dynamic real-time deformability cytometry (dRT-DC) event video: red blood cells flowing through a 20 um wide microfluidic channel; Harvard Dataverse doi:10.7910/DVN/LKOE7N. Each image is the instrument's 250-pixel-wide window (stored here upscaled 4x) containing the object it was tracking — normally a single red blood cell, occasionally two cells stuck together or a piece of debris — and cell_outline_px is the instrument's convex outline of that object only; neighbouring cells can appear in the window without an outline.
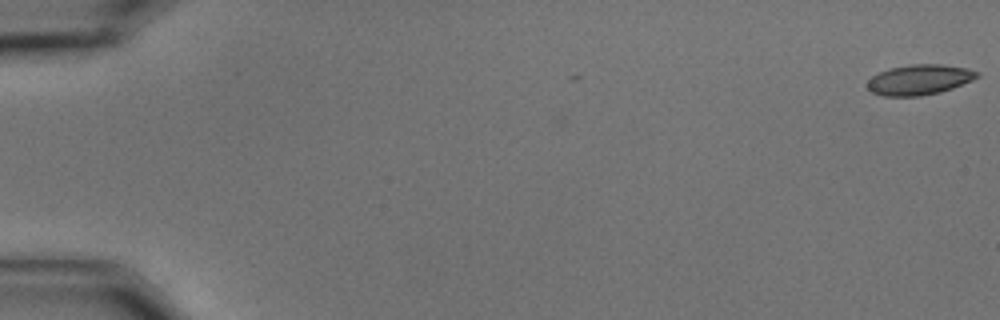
{"species": "common noctule bat (a hibernating species)", "species_latin": "Nyctalus noctula", "temperature_condition": "cold", "stored_images_in_passage": 7, "camera_frame_rate_fps": 3000, "um_per_image_px": 0.085, "animal": {"sex": "male", "body_mass_g": 15.6}, "frame": {"image": 1, "passage_image": 1, "time_ms": 0.0, "image_size_px": [1000, 320], "cell_outline_px": [[980, 76], [972, 80], [952, 88], [940, 92], [920, 96], [884, 96], [872, 92], [868, 88], [868, 80], [872, 76], [888, 68], [912, 64], [940, 64], [964, 68], [980, 72]], "centroid_in_image_um": [78.14, 6.77], "position_along_channel_um": 6.9, "area_um2": 19.25}}